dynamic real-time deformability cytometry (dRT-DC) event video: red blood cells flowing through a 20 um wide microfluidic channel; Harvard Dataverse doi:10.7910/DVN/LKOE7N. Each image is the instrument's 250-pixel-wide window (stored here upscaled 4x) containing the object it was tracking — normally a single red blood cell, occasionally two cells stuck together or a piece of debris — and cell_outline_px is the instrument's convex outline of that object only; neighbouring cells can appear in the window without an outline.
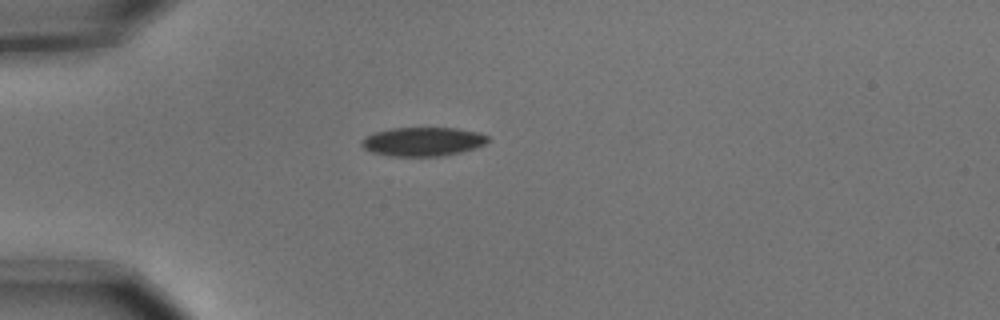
{"species": "common noctule bat (a hibernating species)", "species_latin": "Nyctalus noctula", "temperature_condition": "cold", "stored_images_in_passage": 1, "camera_frame_rate_fps": 3000, "um_per_image_px": 0.085, "animal": {"sex": "male", "body_mass_g": 15.6}, "frame": {"image": 1, "passage_image": 1, "time_ms": 0.0, "image_size_px": [1000, 320], "cell_outline_px": [[488, 140], [484, 144], [476, 148], [444, 156], [388, 156], [372, 152], [364, 148], [360, 144], [360, 140], [364, 136], [376, 132], [392, 128], [456, 128], [480, 132], [488, 136]], "centroid_in_image_um": [35.93, 12.04], "position_along_channel_um": 49.1, "area_um2": 21.39}}